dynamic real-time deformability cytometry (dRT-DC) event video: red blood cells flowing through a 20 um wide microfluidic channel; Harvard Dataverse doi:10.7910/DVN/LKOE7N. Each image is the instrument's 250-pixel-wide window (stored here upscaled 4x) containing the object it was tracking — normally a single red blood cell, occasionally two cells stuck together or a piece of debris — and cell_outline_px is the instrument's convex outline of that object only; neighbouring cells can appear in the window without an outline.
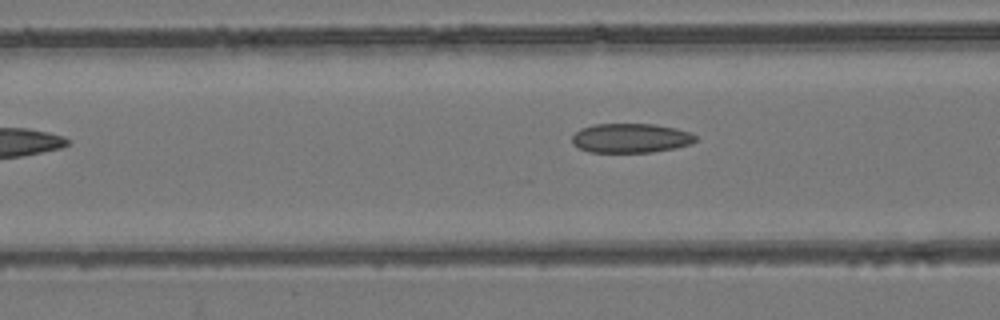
{"species": "common noctule bat (a hibernating species)", "species_latin": "Nyctalus noctula", "temperature_condition": "room temperature", "stored_images_in_passage": 6, "camera_frame_rate_fps": 3000, "um_per_image_px": 0.085, "animal": {"sex": "female", "body_mass_g": 24.6, "forearm_length_mm": 56.2}, "frame": {"image": 1, "passage_image": 6, "time_ms": 1.667, "image_size_px": [1000, 320], "cell_outline_px": [[696, 140], [692, 144], [676, 148], [652, 152], [588, 152], [572, 144], [572, 136], [580, 128], [592, 124], [656, 124], [676, 128], [692, 132], [696, 136]], "centroid_in_image_um": [53.63, 11.73], "position_along_channel_um": 113.0, "area_um2": 21.39}}